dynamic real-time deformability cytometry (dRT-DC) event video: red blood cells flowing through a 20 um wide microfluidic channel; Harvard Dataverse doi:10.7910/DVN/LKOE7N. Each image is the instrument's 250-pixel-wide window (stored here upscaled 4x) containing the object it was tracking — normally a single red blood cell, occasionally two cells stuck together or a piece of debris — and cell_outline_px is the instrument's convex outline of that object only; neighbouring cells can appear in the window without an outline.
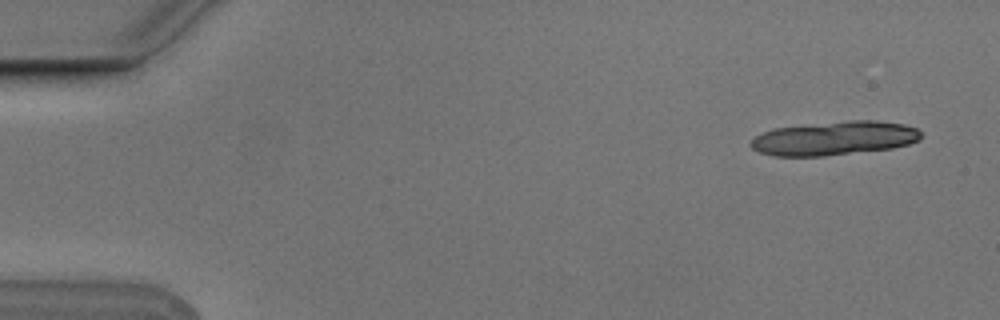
{"species": "Egyptian fruit bat (a non-hibernating species)", "species_latin": "Rousettus aegyptiacus", "temperature_condition": "cold", "stored_images_in_passage": 5, "camera_frame_rate_fps": 3000, "um_per_image_px": 0.085, "animal": {"sex": "male"}, "frame": {"image": 1, "passage_image": 1, "time_ms": 0.0, "image_size_px": [1000, 320], "cell_outline_px": [[920, 140], [908, 144], [892, 148], [824, 156], [772, 156], [760, 152], [752, 148], [748, 144], [756, 136], [764, 132], [776, 128], [852, 120], [876, 120], [904, 124], [916, 128], [920, 132]], "centroid_in_image_um": [70.93, 11.76], "position_along_channel_um": 14.1, "area_um2": 33.35}}